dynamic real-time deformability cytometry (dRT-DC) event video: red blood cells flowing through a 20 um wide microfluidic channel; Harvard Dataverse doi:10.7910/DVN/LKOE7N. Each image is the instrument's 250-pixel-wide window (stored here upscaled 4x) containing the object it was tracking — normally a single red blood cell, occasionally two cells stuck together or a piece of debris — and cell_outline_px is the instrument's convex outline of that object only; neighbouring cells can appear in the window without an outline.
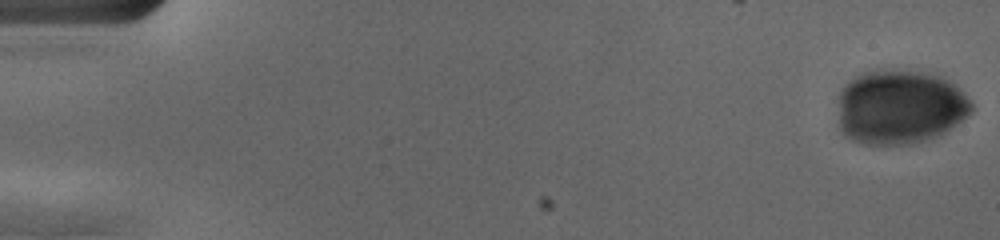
{"species": "human", "species_latin": "Homo sapiens", "temperature_condition": "cold", "stored_images_in_passage": 47, "camera_frame_rate_fps": 3000, "um_per_image_px": 0.085, "donor": {"sex": "female"}, "frame": {"image": 1, "passage_image": 1, "time_ms": 0.0, "image_size_px": [1000, 240], "cell_outline_px": [[972, 112], [968, 116], [944, 132], [928, 140], [912, 144], [864, 144], [852, 140], [844, 136], [840, 132], [840, 92], [844, 84], [856, 76], [868, 72], [920, 72], [940, 76], [956, 84], [964, 92], [972, 104]], "centroid_in_image_um": [76.51, 9.14], "position_along_channel_um": 8.5, "area_um2": 57.4}}